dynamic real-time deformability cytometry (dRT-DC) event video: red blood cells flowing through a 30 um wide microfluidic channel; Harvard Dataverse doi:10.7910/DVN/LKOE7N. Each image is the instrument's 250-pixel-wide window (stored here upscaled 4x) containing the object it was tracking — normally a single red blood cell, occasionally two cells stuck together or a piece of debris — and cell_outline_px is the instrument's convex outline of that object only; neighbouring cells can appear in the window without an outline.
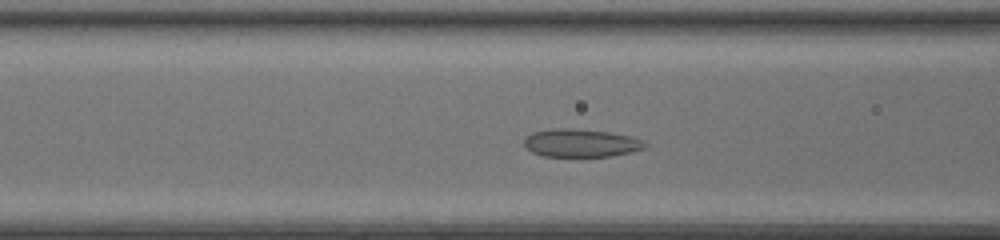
{"species": "common noctule bat (a hibernating species)", "species_latin": "Nyctalus noctula", "temperature_condition": "room temperature", "stored_images_in_passage": 40, "camera_frame_rate_fps": 3000, "um_per_image_px": 0.085, "animal": {"sex": "female", "body_mass_g": 20.0, "forearm_length_mm": 54.0}, "frame": {"image": 1, "passage_image": 12, "time_ms": 3.667, "image_size_px": [1000, 240], "cell_outline_px": [[648, 148], [632, 152], [612, 156], [544, 156], [532, 152], [524, 144], [524, 140], [532, 132], [552, 128], [572, 128], [608, 132], [628, 136], [644, 140], [648, 144]], "centroid_in_image_um": [49.43, 12.15], "position_along_channel_um": 117.2, "area_um2": 19.77}}
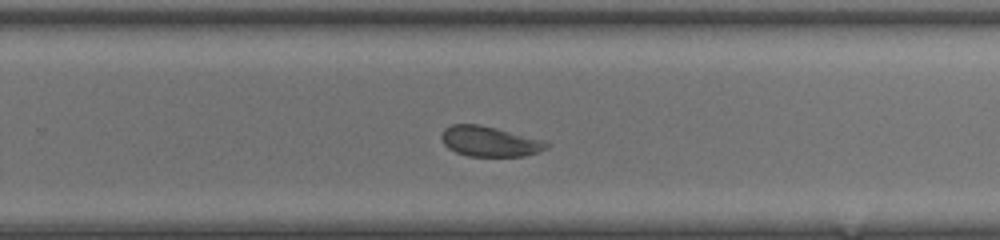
{"frame": {"image": 2, "passage_image": 24, "time_ms": 7.667, "image_size_px": [1000, 240], "cell_outline_px": [[552, 144], [548, 148], [524, 156], [468, 156], [456, 152], [448, 148], [444, 144], [440, 136], [444, 128], [452, 124], [476, 124], [496, 128], [544, 140]], "centroid_in_image_um": [41.61, 12.02], "position_along_channel_um": 288.2, "area_um2": 18.5}}
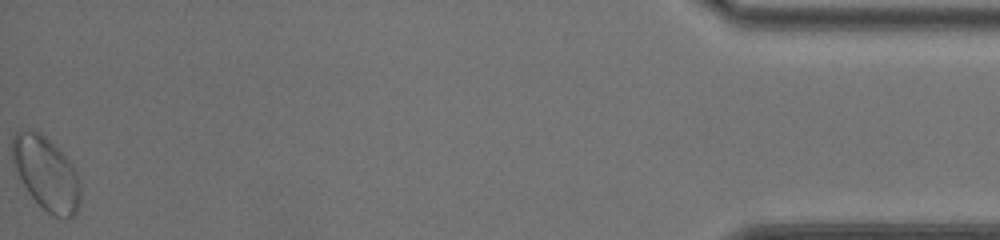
{"frame": {"image": 3, "passage_image": 40, "time_ms": 13.0, "image_size_px": [1000, 240], "cell_outline_px": [[80, 208], [68, 220], [64, 220], [52, 216], [28, 192], [16, 172], [12, 160], [12, 136], [20, 128], [28, 128], [40, 132], [68, 160], [76, 172], [80, 180]], "centroid_in_image_um": [3.92, 14.75], "position_along_channel_um": 431.3, "area_um2": 29.25}, "authors_computed_cell_mechanics": {"area_um2": 19.8254, "velocity_mm_per_s": 4.291, "shape_relaxation_time_tau1_ms": null, "shape_relaxation_time_tau2_ms": 1.8401, "deformation_change_tau1": null, "deformation_change_tau2": 0.0729}}